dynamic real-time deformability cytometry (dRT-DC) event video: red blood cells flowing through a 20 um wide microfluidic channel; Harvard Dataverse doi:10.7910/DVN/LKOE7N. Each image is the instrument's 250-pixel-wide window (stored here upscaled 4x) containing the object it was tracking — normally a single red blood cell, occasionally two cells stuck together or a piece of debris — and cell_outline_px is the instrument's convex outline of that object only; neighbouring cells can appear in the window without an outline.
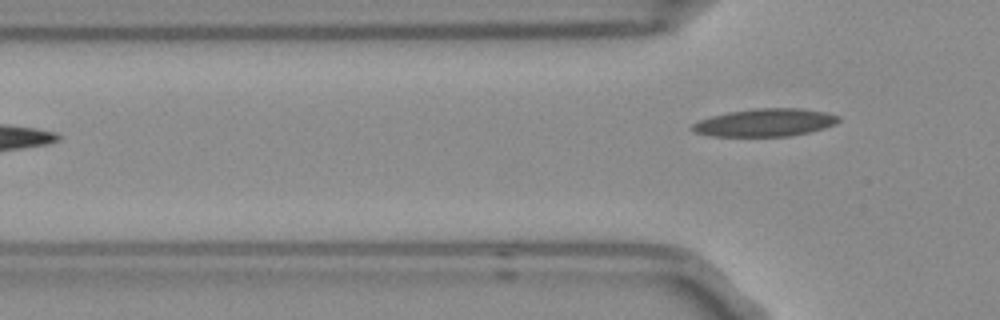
{"species": "Egyptian fruit bat (a non-hibernating species)", "species_latin": "Rousettus aegyptiacus", "temperature_condition": "room temperature", "stored_images_in_passage": 3, "camera_frame_rate_fps": 3000, "um_per_image_px": 0.085, "frame": {"image": 1, "passage_image": 3, "time_ms": 0.667, "image_size_px": [1000, 320], "cell_outline_px": [[840, 120], [836, 124], [824, 128], [792, 136], [708, 136], [696, 132], [688, 128], [692, 124], [700, 120], [712, 116], [728, 112], [756, 108], [800, 108], [828, 112], [840, 116]], "centroid_in_image_um": [65.05, 10.41], "position_along_channel_um": 60.8, "area_um2": 23.81}}